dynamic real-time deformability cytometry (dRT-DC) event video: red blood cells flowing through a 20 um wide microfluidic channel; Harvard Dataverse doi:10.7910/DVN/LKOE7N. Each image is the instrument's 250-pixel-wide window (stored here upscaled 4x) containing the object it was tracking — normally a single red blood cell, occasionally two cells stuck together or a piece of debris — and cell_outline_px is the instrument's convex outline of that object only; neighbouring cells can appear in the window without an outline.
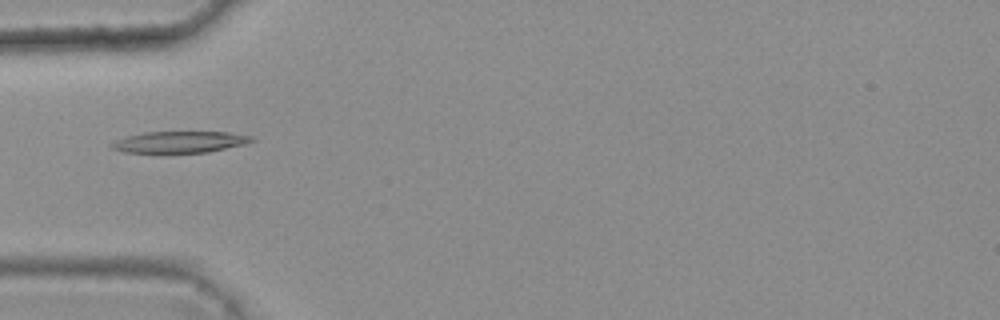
{"species": "common noctule bat (a hibernating species)", "species_latin": "Nyctalus noctula", "temperature_condition": "warm", "stored_images_in_passage": 1, "camera_frame_rate_fps": 3000, "um_per_image_px": 0.085, "animal": {"sex": "female", "body_mass_g": 25.1}, "frame": {"image": 1, "passage_image": 1, "time_ms": 0.0, "image_size_px": [1000, 320], "cell_outline_px": [[256, 140], [244, 144], [208, 152], [124, 152], [112, 148], [108, 144], [124, 136], [144, 132], [228, 132], [252, 136]], "centroid_in_image_um": [15.25, 12.06], "position_along_channel_um": 69.7, "area_um2": 17.4}}